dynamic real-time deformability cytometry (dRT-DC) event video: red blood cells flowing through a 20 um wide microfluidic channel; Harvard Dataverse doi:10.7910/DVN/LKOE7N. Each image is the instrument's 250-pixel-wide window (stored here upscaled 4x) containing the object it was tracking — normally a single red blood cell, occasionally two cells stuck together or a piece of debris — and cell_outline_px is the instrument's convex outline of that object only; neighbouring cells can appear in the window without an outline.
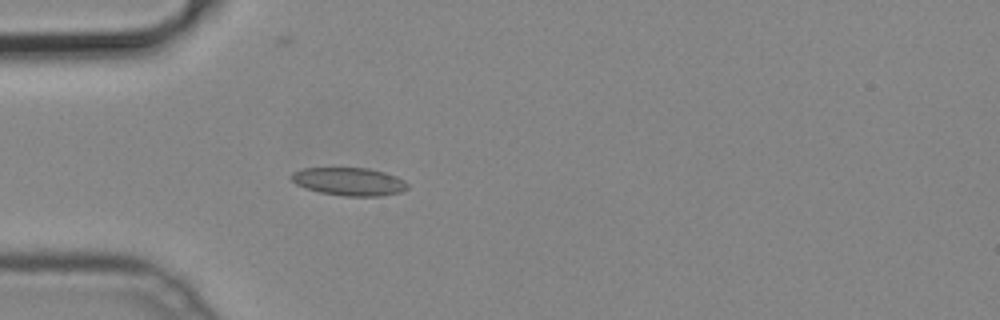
{"species": "common noctule bat (a hibernating species)", "species_latin": "Nyctalus noctula", "temperature_condition": "cold", "stored_images_in_passage": 29, "camera_frame_rate_fps": 3000, "um_per_image_px": 0.085, "animal": {"sex": "male", "body_mass_g": 19.2, "forearm_length_mm": 51.8}, "frame": {"image": 1, "passage_image": 7, "time_ms": 2.0, "image_size_px": [1000, 320], "cell_outline_px": [[408, 188], [400, 192], [380, 196], [344, 196], [320, 192], [304, 188], [296, 184], [288, 176], [292, 172], [304, 168], [368, 168], [384, 172], [396, 176], [404, 180], [408, 184]], "centroid_in_image_um": [29.65, 15.43], "position_along_channel_um": 55.3, "area_um2": 19.02}}
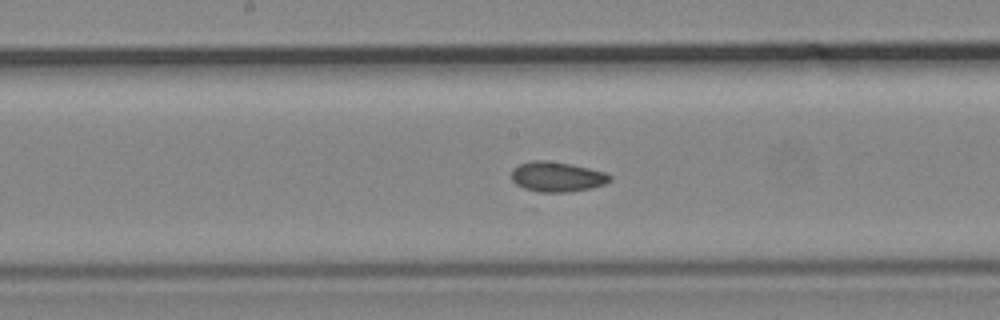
{"frame": {"image": 2, "passage_image": 15, "time_ms": 4.667, "image_size_px": [1000, 320], "cell_outline_px": [[612, 180], [604, 184], [592, 188], [568, 192], [540, 192], [524, 188], [516, 184], [512, 180], [512, 168], [520, 164], [532, 160], [544, 160], [568, 164], [588, 168], [604, 172], [612, 176]], "centroid_in_image_um": [47.34, 15.03], "position_along_channel_um": 200.9, "area_um2": 17.11}}
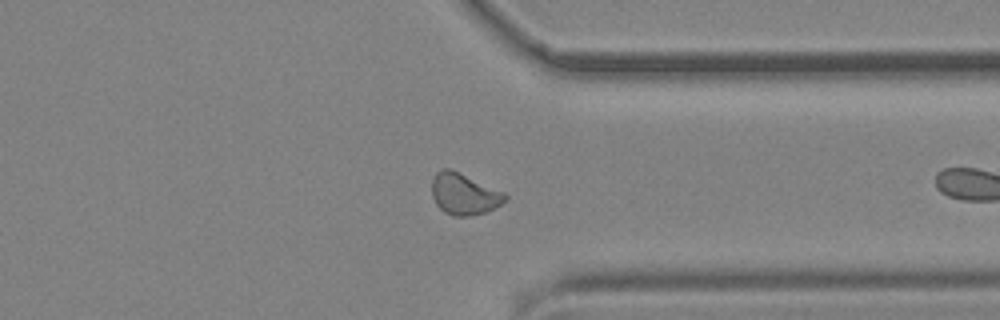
{"frame": {"image": 3, "passage_image": 28, "time_ms": 9.0, "image_size_px": [1000, 320], "cell_outline_px": [[508, 200], [484, 212], [468, 216], [452, 216], [444, 212], [436, 204], [432, 196], [432, 180], [436, 172], [444, 168], [448, 168], [460, 172], [504, 192], [508, 196]], "centroid_in_image_um": [39.43, 16.48], "position_along_channel_um": 372.0, "area_um2": 17.63}}